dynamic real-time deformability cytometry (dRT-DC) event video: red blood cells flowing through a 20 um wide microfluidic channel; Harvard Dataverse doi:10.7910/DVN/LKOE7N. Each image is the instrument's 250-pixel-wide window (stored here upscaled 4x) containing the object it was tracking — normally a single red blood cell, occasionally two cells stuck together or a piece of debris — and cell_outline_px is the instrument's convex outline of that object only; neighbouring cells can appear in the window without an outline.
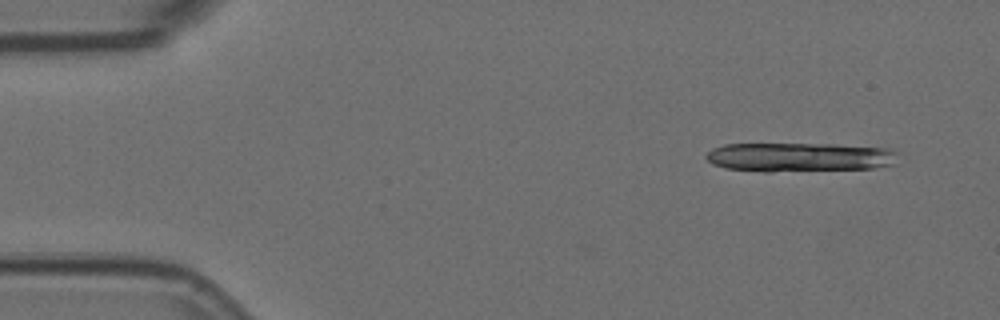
{"species": "Egyptian fruit bat (a non-hibernating species)", "species_latin": "Rousettus aegyptiacus", "temperature_condition": "room temperature", "stored_images_in_passage": 5, "segment_of_instrument_passage": [1, 2], "camera_frame_rate_fps": 3000, "um_per_image_px": 0.085, "animal": {"sex": "female"}, "frame": {"image": 1, "passage_image": 1, "time_ms": 0.0, "image_size_px": [1000, 320], "cell_outline_px": [[896, 164], [872, 168], [772, 172], [764, 172], [728, 168], [712, 164], [704, 156], [712, 148], [724, 144], [836, 144], [884, 148], [896, 152]], "centroid_in_image_um": [67.92, 13.36], "position_along_channel_um": 17.1, "area_um2": 32.6}}